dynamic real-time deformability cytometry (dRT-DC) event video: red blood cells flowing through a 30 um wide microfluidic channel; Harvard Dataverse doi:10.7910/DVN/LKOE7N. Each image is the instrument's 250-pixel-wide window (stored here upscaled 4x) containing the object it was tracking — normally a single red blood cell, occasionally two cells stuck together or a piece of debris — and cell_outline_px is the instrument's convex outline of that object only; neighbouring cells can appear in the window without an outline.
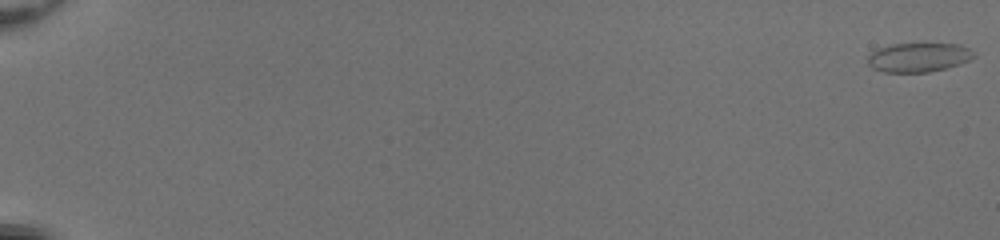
{"species": "common noctule bat (a hibernating species)", "species_latin": "Nyctalus noctula", "temperature_condition": "room temperature", "stored_images_in_passage": 55, "camera_frame_rate_fps": 3000, "um_per_image_px": 0.085, "animal": {"sex": "female", "body_mass_g": 20.0, "forearm_length_mm": 54.0}, "frame": {"image": 1, "passage_image": 1, "time_ms": 0.0, "image_size_px": [1000, 240], "cell_outline_px": [[976, 56], [960, 64], [928, 72], [884, 72], [872, 68], [868, 64], [868, 56], [876, 48], [892, 44], [960, 44], [976, 52]], "centroid_in_image_um": [78.07, 4.87], "position_along_channel_um": 6.9, "area_um2": 18.03}}
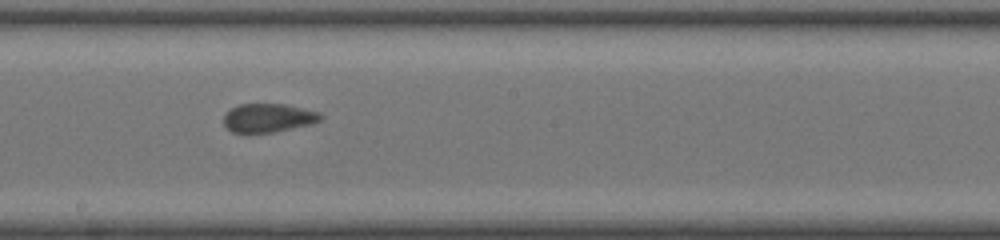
{"frame": {"image": 2, "passage_image": 34, "time_ms": 11.0, "image_size_px": [1000, 240], "cell_outline_px": [[324, 116], [320, 120], [312, 124], [276, 132], [232, 132], [224, 124], [224, 116], [232, 108], [240, 104], [284, 104], [320, 112]], "centroid_in_image_um": [22.85, 10.02], "position_along_channel_um": 225.3, "area_um2": 16.07}}
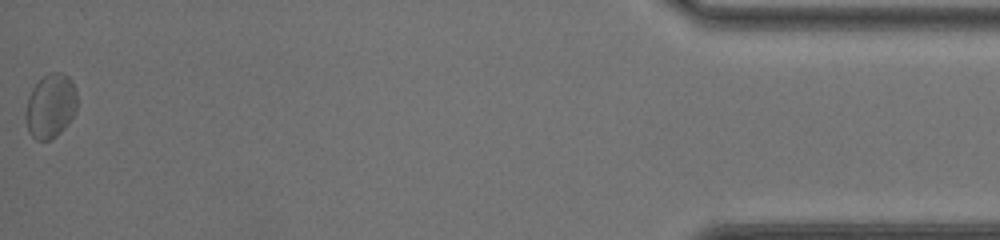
{"frame": {"image": 3, "passage_image": 55, "time_ms": 18.0, "image_size_px": [1000, 240], "cell_outline_px": [[76, 112], [68, 124], [56, 136], [48, 140], [36, 140], [28, 132], [24, 120], [24, 112], [28, 96], [32, 88], [44, 76], [52, 72], [60, 72], [68, 76], [72, 80], [76, 88]], "centroid_in_image_um": [4.28, 9.02], "position_along_channel_um": 430.9, "area_um2": 19.54}, "authors_computed_cell_mechanics": {"area_um2": 17.1088, "velocity_mm_per_s": 4.0584, "shape_relaxation_time_tau1_ms": null, "shape_relaxation_time_tau2_ms": 0.9182, "deformation_change_tau1": null, "deformation_change_tau2": 0.0522}}